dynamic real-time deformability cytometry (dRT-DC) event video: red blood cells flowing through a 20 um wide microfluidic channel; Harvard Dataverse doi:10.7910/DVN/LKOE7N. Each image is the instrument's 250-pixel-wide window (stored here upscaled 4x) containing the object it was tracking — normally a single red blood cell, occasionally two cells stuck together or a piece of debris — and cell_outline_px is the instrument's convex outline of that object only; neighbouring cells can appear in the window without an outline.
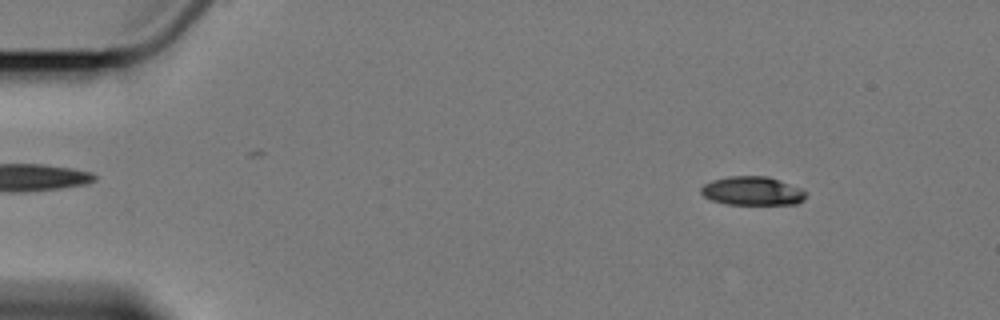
{"species": "Egyptian fruit bat (a non-hibernating species)", "species_latin": "Rousettus aegyptiacus", "temperature_condition": "cold", "stored_images_in_passage": 5, "camera_frame_rate_fps": 3000, "um_per_image_px": 0.085, "animal": {"sex": "female"}, "frame": {"image": 1, "passage_image": 2, "time_ms": 1.333, "image_size_px": [1000, 320], "cell_outline_px": [[804, 200], [796, 204], [728, 204], [712, 200], [704, 196], [700, 192], [700, 188], [704, 184], [712, 180], [728, 176], [768, 176], [800, 188], [804, 192]], "centroid_in_image_um": [63.91, 16.22], "position_along_channel_um": 21.1, "area_um2": 17.4}}
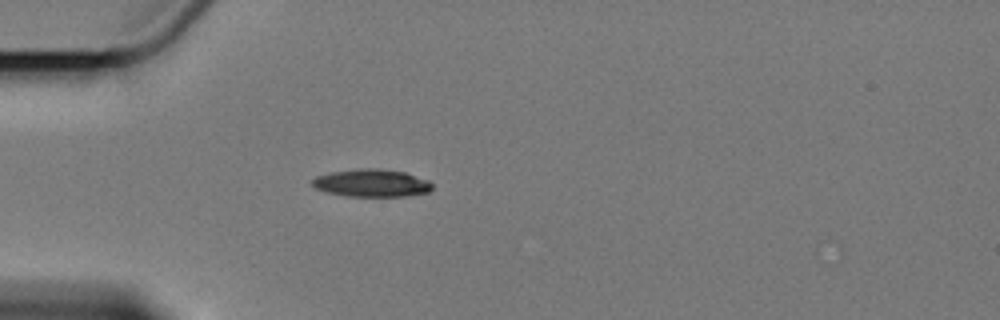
{"frame": {"image": 2, "passage_image": 5, "time_ms": 4.667, "image_size_px": [1000, 320], "cell_outline_px": [[432, 188], [428, 192], [404, 196], [348, 196], [324, 192], [316, 188], [312, 184], [312, 180], [316, 176], [328, 172], [356, 168], [380, 168], [404, 172], [428, 180], [432, 184]], "centroid_in_image_um": [31.55, 15.54], "position_along_channel_um": 53.5, "area_um2": 19.42}}